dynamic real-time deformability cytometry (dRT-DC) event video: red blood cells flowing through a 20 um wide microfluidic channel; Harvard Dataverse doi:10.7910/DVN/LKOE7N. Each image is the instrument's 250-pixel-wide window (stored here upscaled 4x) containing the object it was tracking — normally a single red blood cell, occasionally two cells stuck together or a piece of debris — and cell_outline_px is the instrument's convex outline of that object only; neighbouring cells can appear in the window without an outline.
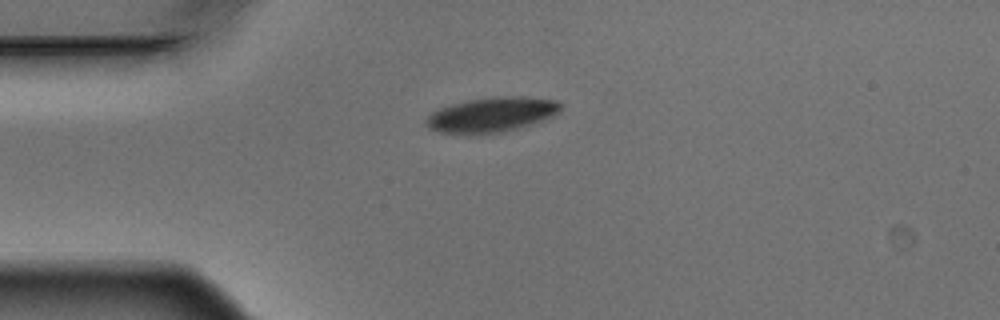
{"species": "Egyptian fruit bat (a non-hibernating species)", "species_latin": "Rousettus aegyptiacus", "temperature_condition": "warm", "stored_images_in_passage": 3, "camera_frame_rate_fps": 3000, "um_per_image_px": 0.085, "animal": {"sex": "male"}, "frame": {"image": 1, "passage_image": 1, "time_ms": 0.0, "image_size_px": [1000, 320], "cell_outline_px": [[564, 104], [560, 112], [544, 120], [516, 128], [500, 132], [440, 132], [428, 128], [424, 120], [436, 108], [468, 100], [496, 96], [524, 96], [556, 100]], "centroid_in_image_um": [41.83, 9.7], "position_along_channel_um": 43.2, "area_um2": 26.99}}
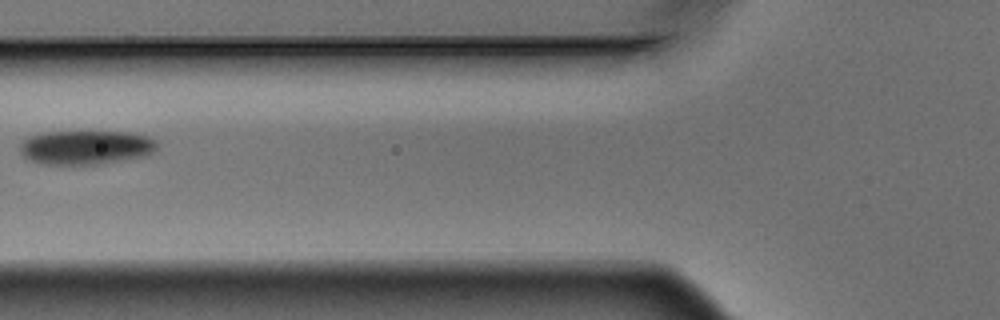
{"frame": {"image": 2, "passage_image": 3, "time_ms": 0.667, "image_size_px": [1000, 320], "cell_outline_px": [[160, 144], [152, 152], [144, 156], [100, 164], [40, 164], [28, 160], [20, 152], [20, 144], [28, 136], [40, 132], [132, 132], [148, 136], [156, 140]], "centroid_in_image_um": [7.29, 12.52], "position_along_channel_um": 118.5, "area_um2": 27.46}}